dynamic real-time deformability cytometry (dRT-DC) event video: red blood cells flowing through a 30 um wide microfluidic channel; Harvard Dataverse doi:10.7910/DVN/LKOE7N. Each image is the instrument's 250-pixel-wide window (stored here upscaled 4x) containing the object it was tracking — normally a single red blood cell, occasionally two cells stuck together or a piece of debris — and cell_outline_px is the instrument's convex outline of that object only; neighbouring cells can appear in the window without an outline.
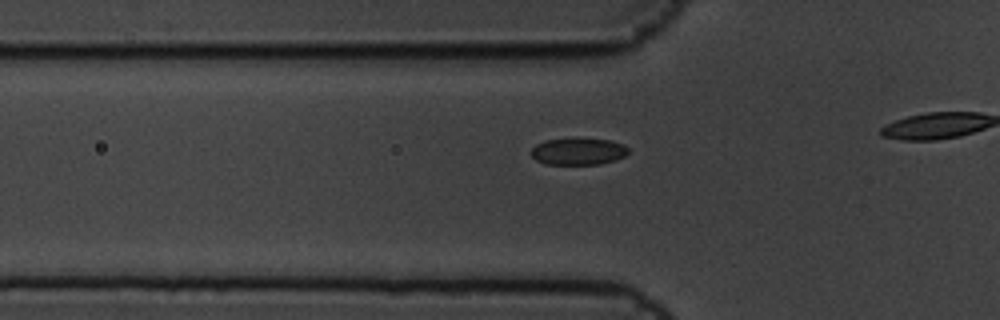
{"species": "common noctule bat (a hibernating species)", "species_latin": "Nyctalus noctula", "temperature_condition": "cold", "stored_images_in_passage": 9, "camera_frame_rate_fps": 3000, "um_per_image_px": 0.085, "animal": {"sex": "male", "body_mass_g": 19.5, "forearm_length_mm": 54.6}, "frame": {"image": 1, "passage_image": 7, "time_ms": 2.0, "image_size_px": [1000, 320], "cell_outline_px": [[628, 152], [624, 156], [616, 160], [600, 164], [548, 164], [536, 160], [532, 156], [532, 148], [536, 144], [544, 140], [612, 140], [624, 144], [628, 148]], "centroid_in_image_um": [49.18, 12.89], "position_along_channel_um": 76.6, "area_um2": 14.8}}